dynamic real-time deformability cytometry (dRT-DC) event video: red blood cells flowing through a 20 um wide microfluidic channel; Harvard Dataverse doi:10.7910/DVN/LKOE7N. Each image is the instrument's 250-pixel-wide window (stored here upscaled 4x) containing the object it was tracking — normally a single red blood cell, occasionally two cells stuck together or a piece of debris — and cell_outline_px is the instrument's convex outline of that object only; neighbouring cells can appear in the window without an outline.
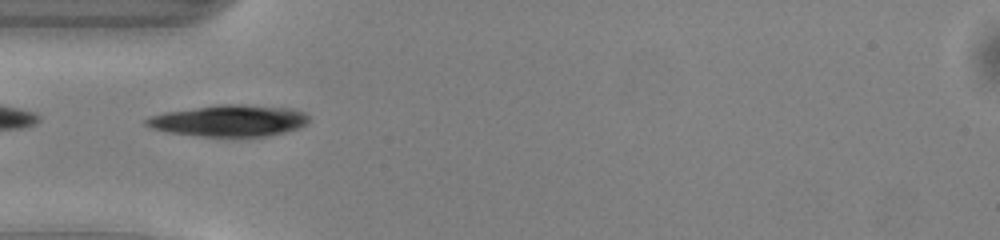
{"species": "common noctule bat (a hibernating species)", "species_latin": "Nyctalus noctula", "temperature_condition": "warm", "stored_images_in_passage": 36, "camera_frame_rate_fps": 3000, "um_per_image_px": 0.085, "animal": {"sex": "male", "body_mass_g": 13.0, "forearm_length_mm": 53.1}, "frame": {"image": 1, "passage_image": 1, "time_ms": 0.0, "image_size_px": [1000, 240], "cell_outline_px": [[308, 124], [300, 128], [268, 136], [200, 136], [168, 132], [152, 128], [144, 124], [144, 120], [148, 116], [164, 112], [220, 104], [240, 104], [292, 108], [304, 112], [308, 116]], "centroid_in_image_um": [19.48, 10.25], "position_along_channel_um": 65.5, "area_um2": 29.94}}
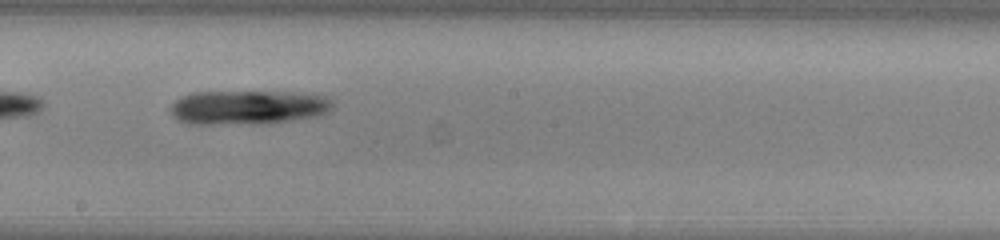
{"frame": {"image": 2, "passage_image": 13, "time_ms": 4.0, "image_size_px": [1000, 240], "cell_outline_px": [[332, 108], [328, 112], [320, 116], [292, 120], [260, 124], [188, 124], [172, 116], [172, 104], [176, 100], [192, 92], [296, 92], [324, 96], [332, 100]], "centroid_in_image_um": [21.11, 9.13], "position_along_channel_um": 227.1, "area_um2": 32.37}}
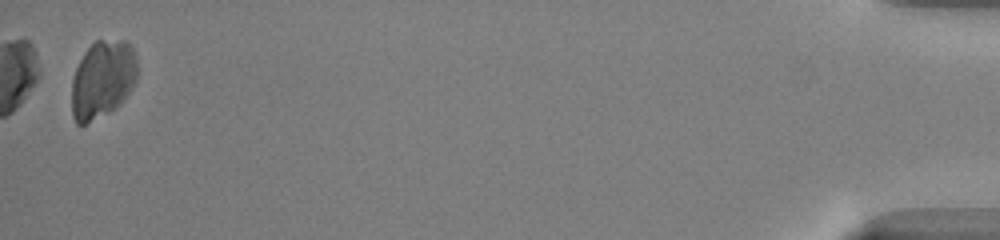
{"frame": {"image": 3, "passage_image": 35, "time_ms": 11.333, "image_size_px": [1000, 240], "cell_outline_px": [[140, 72], [132, 88], [120, 104], [116, 108], [84, 124], [76, 124], [72, 116], [72, 76], [84, 52], [96, 40], [124, 40], [132, 44], [136, 56]], "centroid_in_image_um": [8.75, 6.71], "position_along_channel_um": 426.4, "area_um2": 30.11}}